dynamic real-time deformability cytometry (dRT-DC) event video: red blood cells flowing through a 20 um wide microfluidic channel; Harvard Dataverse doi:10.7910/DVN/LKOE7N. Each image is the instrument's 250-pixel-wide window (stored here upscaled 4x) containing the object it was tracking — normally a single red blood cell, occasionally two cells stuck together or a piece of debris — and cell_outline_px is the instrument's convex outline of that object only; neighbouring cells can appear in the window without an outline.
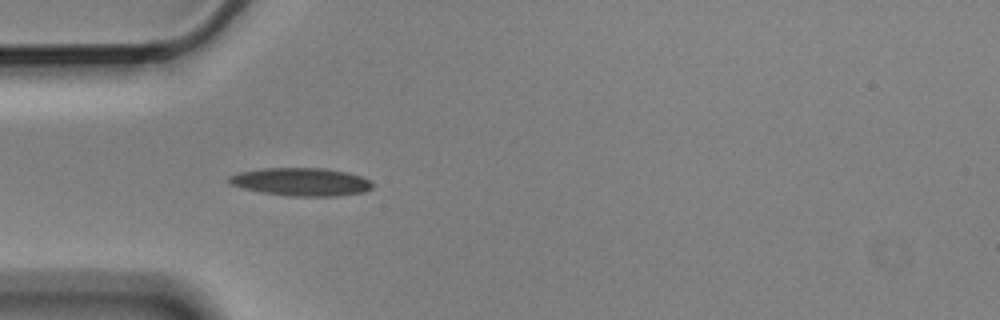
{"species": "Egyptian fruit bat (a non-hibernating species)", "species_latin": "Rousettus aegyptiacus", "temperature_condition": "cold", "stored_images_in_passage": 3, "camera_frame_rate_fps": 3000, "um_per_image_px": 0.085, "animal": {"sex": "male"}, "frame": {"image": 1, "passage_image": 3, "time_ms": 0.667, "image_size_px": [1000, 320], "cell_outline_px": [[372, 188], [364, 192], [336, 196], [288, 196], [260, 192], [244, 188], [232, 184], [228, 180], [228, 176], [236, 172], [264, 168], [324, 168], [348, 172], [360, 176], [368, 180], [372, 184]], "centroid_in_image_um": [25.58, 15.45], "position_along_channel_um": 59.4, "area_um2": 23.41}}